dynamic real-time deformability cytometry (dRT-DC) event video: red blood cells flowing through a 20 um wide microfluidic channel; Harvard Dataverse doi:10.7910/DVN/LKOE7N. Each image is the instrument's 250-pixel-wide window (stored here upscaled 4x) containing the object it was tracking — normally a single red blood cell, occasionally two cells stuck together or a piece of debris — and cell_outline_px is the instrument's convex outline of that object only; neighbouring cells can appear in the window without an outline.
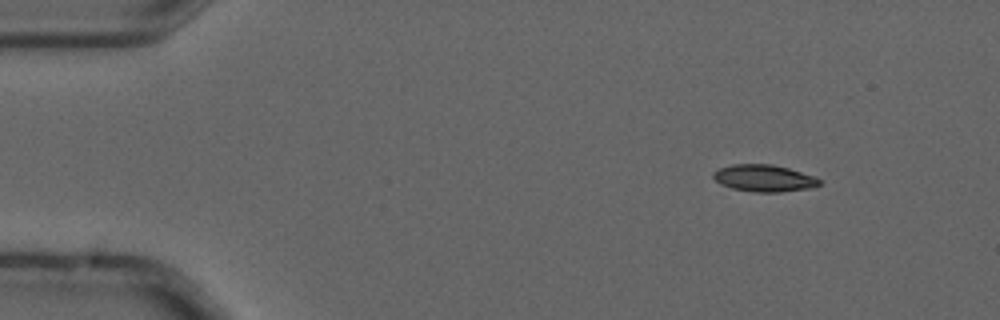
{"species": "common noctule bat (a hibernating species)", "species_latin": "Nyctalus noctula", "temperature_condition": "cold", "stored_images_in_passage": 4, "camera_frame_rate_fps": 3000, "um_per_image_px": 0.085, "animal": {"sex": "male", "forearm_length_mm": 52.5}, "frame": {"image": 1, "passage_image": 2, "time_ms": 0.333, "image_size_px": [1000, 320], "cell_outline_px": [[824, 180], [820, 184], [812, 188], [780, 192], [752, 192], [732, 188], [720, 184], [712, 176], [712, 172], [720, 168], [732, 164], [772, 164], [788, 168], [816, 176]], "centroid_in_image_um": [64.98, 15.15], "position_along_channel_um": 20.0, "area_um2": 16.88}}
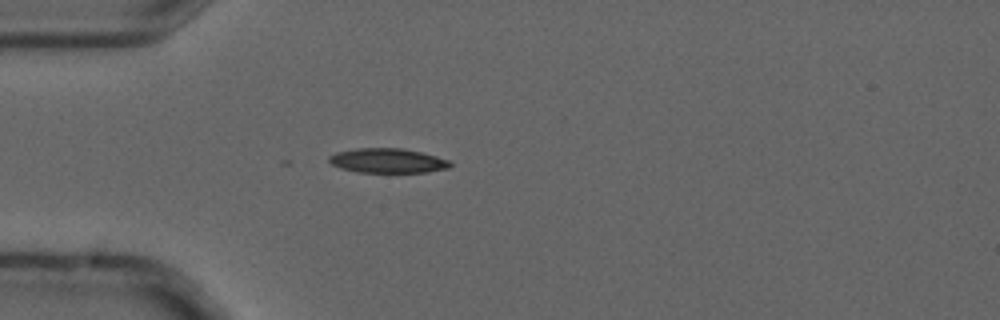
{"frame": {"image": 2, "passage_image": 4, "time_ms": 1.0, "image_size_px": [1000, 320], "cell_outline_px": [[452, 164], [448, 168], [428, 172], [356, 172], [340, 168], [332, 164], [328, 160], [328, 156], [336, 152], [356, 148], [404, 148], [436, 156], [448, 160]], "centroid_in_image_um": [32.92, 13.65], "position_along_channel_um": 52.1, "area_um2": 17.34}}